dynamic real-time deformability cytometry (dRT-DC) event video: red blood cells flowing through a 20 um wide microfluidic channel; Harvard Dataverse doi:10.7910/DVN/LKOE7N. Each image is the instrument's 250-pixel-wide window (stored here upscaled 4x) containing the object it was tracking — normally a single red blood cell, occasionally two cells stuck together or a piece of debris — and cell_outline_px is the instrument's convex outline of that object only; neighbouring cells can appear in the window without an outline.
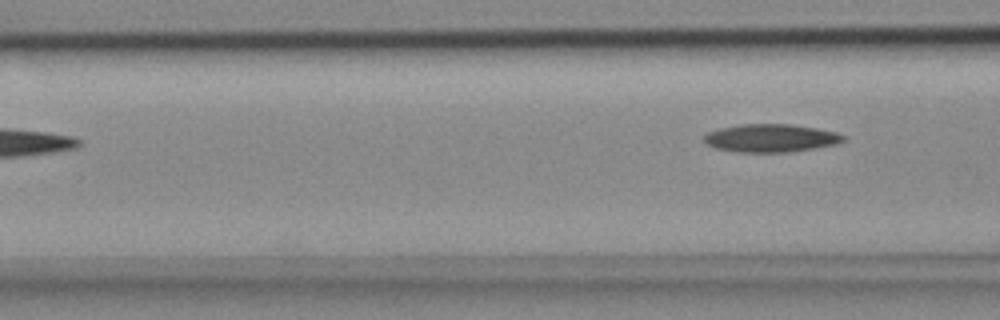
{"species": "common noctule bat (a hibernating species)", "species_latin": "Nyctalus noctula", "temperature_condition": "cold", "stored_images_in_passage": 3, "camera_frame_rate_fps": 3000, "um_per_image_px": 0.085, "animal": {"sex": "female", "body_mass_g": 18.4}, "frame": {"image": 1, "passage_image": 3, "time_ms": 0.667, "image_size_px": [1000, 320], "cell_outline_px": [[844, 140], [836, 144], [812, 148], [784, 152], [736, 152], [716, 148], [704, 144], [704, 136], [708, 132], [720, 128], [740, 124], [792, 124], [816, 128], [836, 132], [844, 136]], "centroid_in_image_um": [65.47, 11.73], "position_along_channel_um": 101.1, "area_um2": 22.6}}